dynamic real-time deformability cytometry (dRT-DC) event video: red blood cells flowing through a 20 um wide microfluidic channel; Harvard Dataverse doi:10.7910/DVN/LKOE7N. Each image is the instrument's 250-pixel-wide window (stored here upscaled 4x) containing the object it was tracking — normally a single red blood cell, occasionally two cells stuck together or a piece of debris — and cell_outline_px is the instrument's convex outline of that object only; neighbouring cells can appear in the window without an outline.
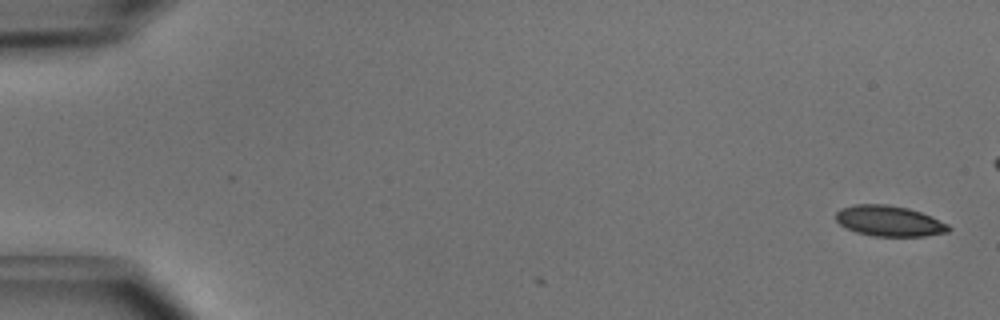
{"species": "common noctule bat (a hibernating species)", "species_latin": "Nyctalus noctula", "temperature_condition": "cold", "stored_images_in_passage": 5, "camera_frame_rate_fps": 3000, "um_per_image_px": 0.085, "animal": {"sex": "male", "body_mass_g": 15.6}, "frame": {"image": 1, "passage_image": 1, "time_ms": 0.0, "image_size_px": [1000, 320], "cell_outline_px": [[952, 228], [948, 232], [924, 236], [872, 236], [856, 232], [840, 224], [836, 220], [836, 212], [840, 208], [856, 204], [888, 204], [908, 208], [932, 216], [948, 224]], "centroid_in_image_um": [75.6, 18.78], "position_along_channel_um": 9.4, "area_um2": 20.17}}